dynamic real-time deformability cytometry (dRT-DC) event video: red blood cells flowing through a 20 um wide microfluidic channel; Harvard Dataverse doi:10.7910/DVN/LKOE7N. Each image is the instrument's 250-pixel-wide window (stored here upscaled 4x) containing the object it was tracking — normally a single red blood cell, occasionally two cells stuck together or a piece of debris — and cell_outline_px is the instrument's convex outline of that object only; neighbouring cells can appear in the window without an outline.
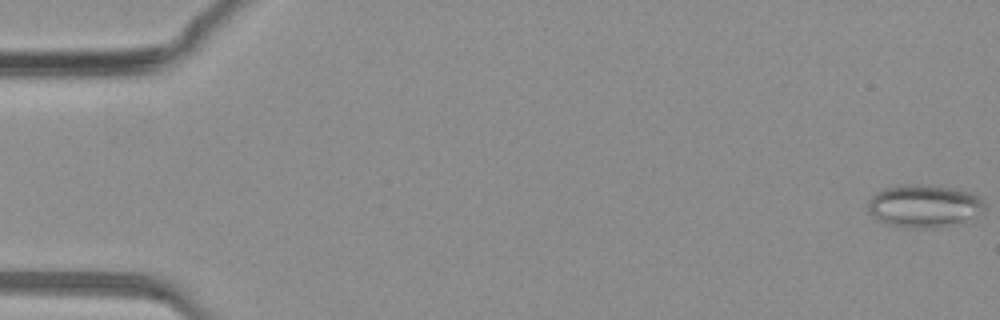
{"species": "common noctule bat (a hibernating species)", "species_latin": "Nyctalus noctula", "temperature_condition": "warm", "stored_images_in_passage": 45, "camera_frame_rate_fps": 3000, "um_per_image_px": 0.085, "animal": {"sex": "female", "body_mass_g": 19.3, "forearm_length_mm": 54.1}, "frame": {"image": 1, "passage_image": 1, "time_ms": 0.0, "image_size_px": [1000, 320], "cell_outline_px": [[984, 212], [976, 216], [964, 220], [936, 228], [908, 228], [888, 224], [876, 220], [868, 212], [868, 200], [876, 192], [884, 188], [904, 184], [924, 184], [972, 192], [984, 204]], "centroid_in_image_um": [78.48, 17.51], "position_along_channel_um": 6.5, "area_um2": 28.96}}
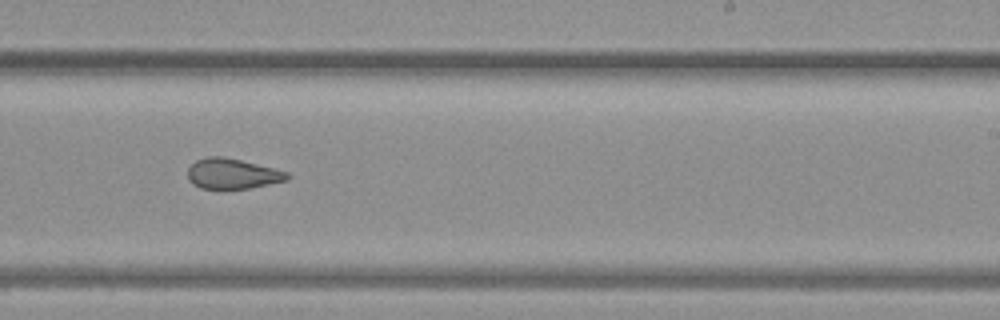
{"frame": {"image": 2, "passage_image": 28, "time_ms": 9.0, "image_size_px": [1000, 320], "cell_outline_px": [[292, 176], [288, 180], [248, 188], [224, 192], [220, 192], [200, 188], [192, 184], [188, 180], [188, 168], [196, 160], [208, 156], [220, 156], [240, 160], [288, 172]], "centroid_in_image_um": [19.71, 14.82], "position_along_channel_um": 269.3, "area_um2": 18.15}}
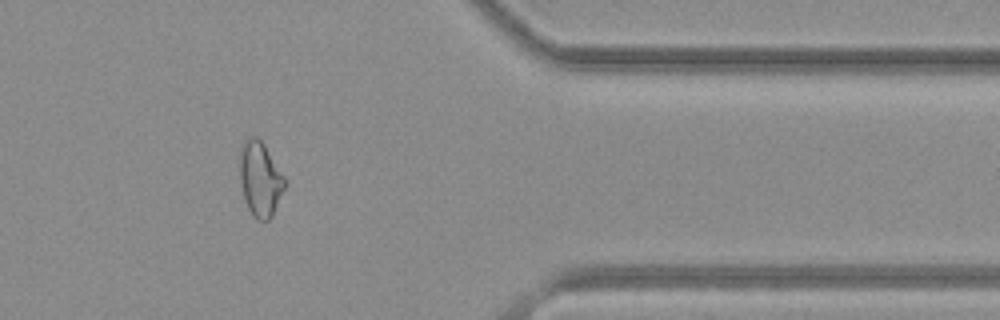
{"frame": {"image": 3, "passage_image": 37, "time_ms": 12.0, "image_size_px": [1000, 320], "cell_outline_px": [[288, 184], [272, 216], [268, 220], [256, 220], [252, 216], [244, 200], [240, 180], [240, 144], [244, 140], [252, 136], [256, 136], [264, 144], [288, 180]], "centroid_in_image_um": [22.14, 15.22], "position_along_channel_um": 389.3, "area_um2": 20.11}}